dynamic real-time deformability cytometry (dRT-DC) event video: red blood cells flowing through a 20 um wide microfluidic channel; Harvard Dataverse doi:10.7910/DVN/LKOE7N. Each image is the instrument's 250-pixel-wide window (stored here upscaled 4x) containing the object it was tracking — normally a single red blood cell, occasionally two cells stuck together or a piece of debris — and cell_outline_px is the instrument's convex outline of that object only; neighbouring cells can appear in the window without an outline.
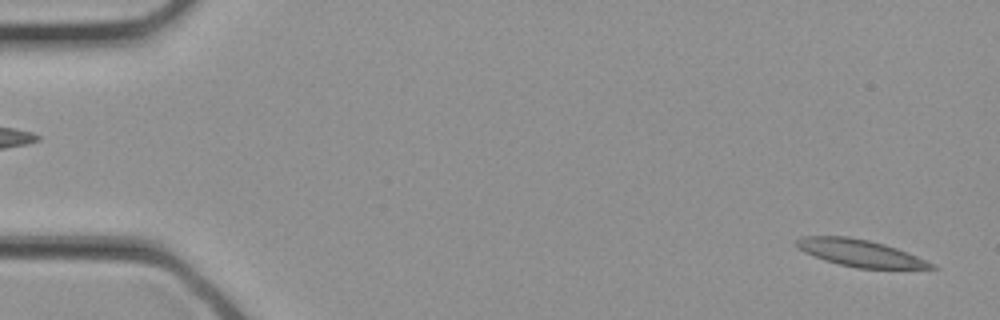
{"species": "common noctule bat (a hibernating species)", "species_latin": "Nyctalus noctula", "temperature_condition": "cold", "stored_images_in_passage": 33, "camera_frame_rate_fps": 3000, "um_per_image_px": 0.085, "animal": {"sex": "female", "body_mass_g": 21.9}, "frame": {"image": 1, "passage_image": 2, "time_ms": 0.333, "image_size_px": [1000, 320], "cell_outline_px": [[940, 268], [856, 268], [824, 260], [804, 252], [796, 244], [796, 240], [800, 236], [848, 236], [868, 240], [884, 244], [908, 252], [936, 264]], "centroid_in_image_um": [73.12, 21.5], "position_along_channel_um": 11.9, "area_um2": 21.04}}
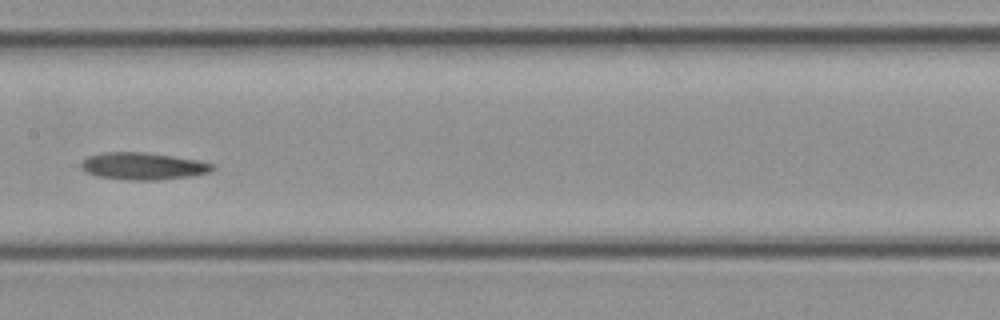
{"frame": {"image": 2, "passage_image": 17, "time_ms": 5.333, "image_size_px": [1000, 320], "cell_outline_px": [[216, 168], [212, 172], [192, 176], [160, 180], [128, 180], [96, 176], [80, 168], [80, 164], [88, 156], [100, 152], [144, 152], [172, 156], [196, 160], [216, 164]], "centroid_in_image_um": [12.19, 14.12], "position_along_channel_um": 195.2, "area_um2": 20.98}}
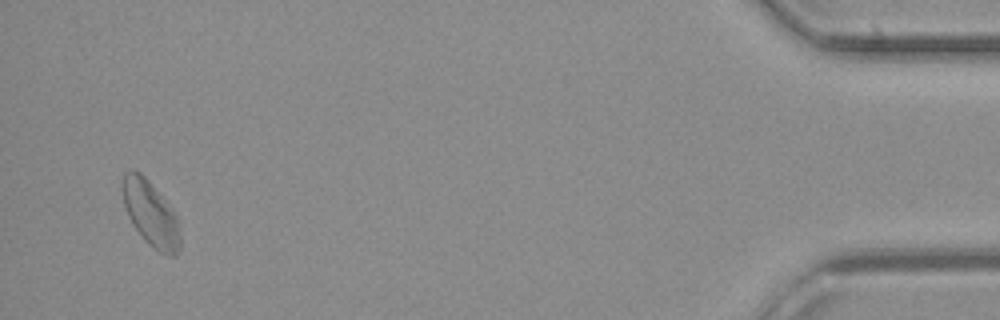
{"frame": {"image": 3, "passage_image": 32, "time_ms": 10.333, "image_size_px": [1000, 320], "cell_outline_px": [[180, 252], [176, 256], [168, 256], [160, 252], [148, 244], [144, 240], [132, 224], [128, 216], [124, 204], [120, 184], [124, 172], [132, 168], [140, 172], [148, 180], [176, 216], [180, 236]], "centroid_in_image_um": [12.77, 18.16], "position_along_channel_um": 422.4, "area_um2": 21.91}}